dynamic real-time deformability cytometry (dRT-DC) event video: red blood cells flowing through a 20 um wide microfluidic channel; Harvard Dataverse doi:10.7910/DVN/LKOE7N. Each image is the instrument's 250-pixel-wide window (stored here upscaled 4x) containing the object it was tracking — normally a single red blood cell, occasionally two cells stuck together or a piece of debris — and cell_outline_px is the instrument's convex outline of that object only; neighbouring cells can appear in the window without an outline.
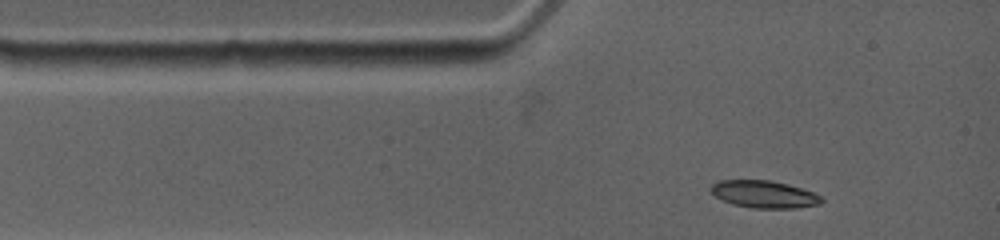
{"species": "common noctule bat (a hibernating species)", "species_latin": "Nyctalus noctula", "temperature_condition": "warm", "stored_images_in_passage": 25, "camera_frame_rate_fps": 4500, "um_per_image_px": 0.085, "animal": {"sex": "female", "body_mass_g": 19.0, "forearm_length_mm": 53.3}, "frame": {"image": 1, "passage_image": 1, "time_ms": 0.0, "image_size_px": [1000, 240], "cell_outline_px": [[824, 200], [820, 204], [796, 208], [752, 208], [732, 204], [716, 196], [708, 188], [712, 184], [720, 180], [772, 180], [788, 184], [816, 192], [824, 196]], "centroid_in_image_um": [65.01, 16.51], "position_along_channel_um": 20.0, "area_um2": 17.86}}
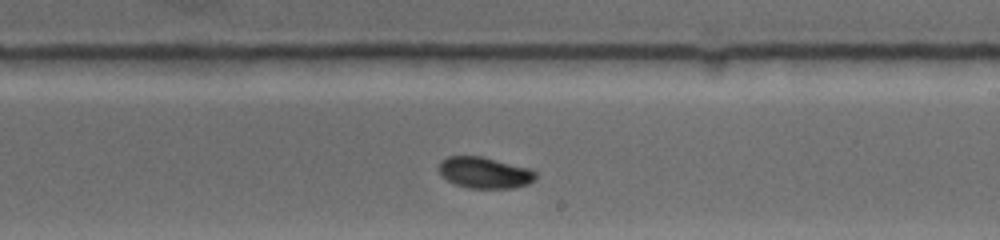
{"frame": {"image": 2, "passage_image": 15, "time_ms": 6.444, "image_size_px": [1000, 240], "cell_outline_px": [[536, 176], [528, 184], [512, 188], [468, 188], [456, 184], [440, 176], [440, 160], [448, 156], [480, 156], [532, 168], [536, 172]], "centroid_in_image_um": [41.19, 14.67], "position_along_channel_um": 247.8, "area_um2": 17.63}}
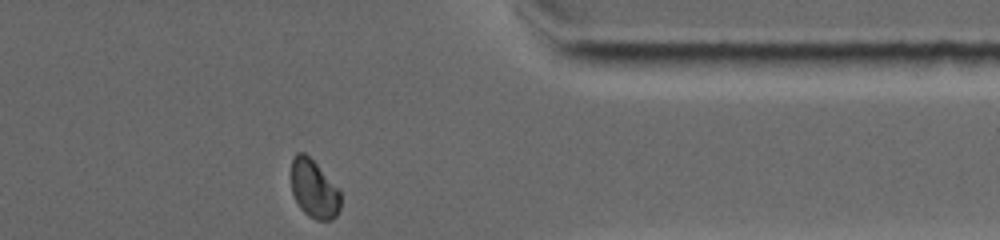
{"frame": {"image": 3, "passage_image": 25, "time_ms": 10.444, "image_size_px": [1000, 240], "cell_outline_px": [[340, 208], [336, 216], [332, 220], [316, 220], [308, 216], [300, 208], [292, 192], [292, 160], [296, 152], [304, 152], [340, 188]], "centroid_in_image_um": [26.71, 16.08], "position_along_channel_um": 384.7, "area_um2": 16.76}, "authors_computed_cell_mechanics": {"area_um2": 17.9758, "velocity_mm_per_s": 3.7727, "shape_relaxation_time_tau1_ms": 5.6591, "shape_relaxation_time_tau2_ms": null, "deformation_change_tau1": 0.1313, "deformation_change_tau2": null}}